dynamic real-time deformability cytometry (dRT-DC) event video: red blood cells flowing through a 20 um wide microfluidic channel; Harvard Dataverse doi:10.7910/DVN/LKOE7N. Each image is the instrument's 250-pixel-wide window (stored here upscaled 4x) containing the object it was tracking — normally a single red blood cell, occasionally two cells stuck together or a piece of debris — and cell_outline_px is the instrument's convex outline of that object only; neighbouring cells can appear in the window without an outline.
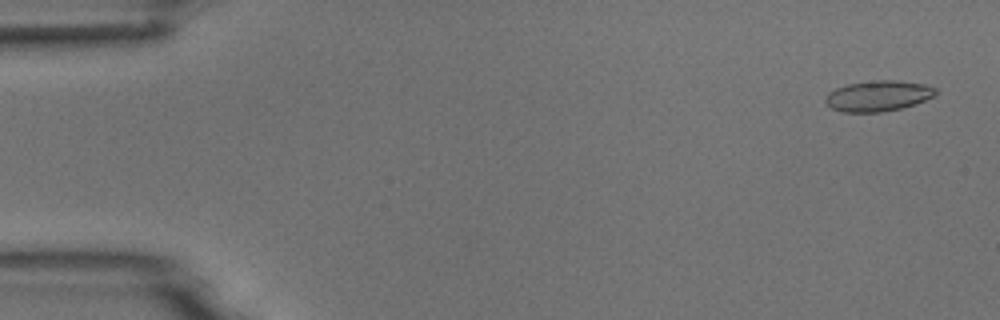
{"species": "common noctule bat (a hibernating species)", "species_latin": "Nyctalus noctula", "temperature_condition": "room temperature", "stored_images_in_passage": 7, "camera_frame_rate_fps": 3000, "um_per_image_px": 0.085, "animal": {"sex": "male", "body_mass_g": 18.8}, "frame": {"image": 1, "passage_image": 1, "time_ms": 0.0, "image_size_px": [1000, 320], "cell_outline_px": [[936, 96], [916, 104], [900, 108], [880, 112], [844, 112], [832, 108], [824, 100], [828, 92], [836, 88], [848, 84], [880, 80], [896, 80], [924, 84], [936, 88]], "centroid_in_image_um": [74.67, 8.15], "position_along_channel_um": 10.3, "area_um2": 19.59}}
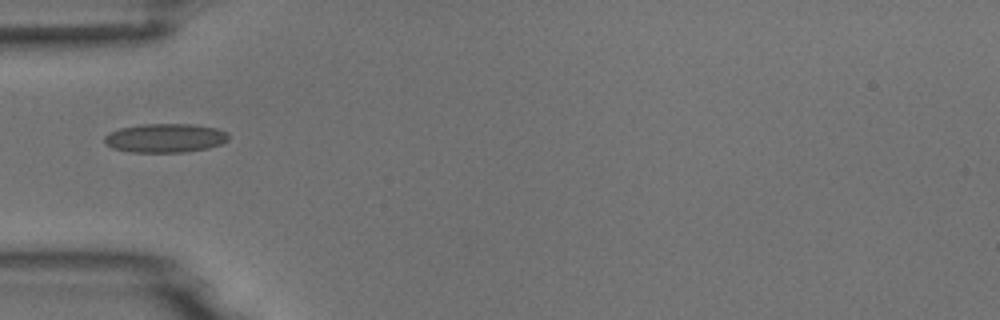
{"frame": {"image": 2, "passage_image": 4, "time_ms": 5.0, "image_size_px": [1000, 320], "cell_outline_px": [[228, 140], [220, 144], [208, 148], [184, 152], [132, 152], [112, 148], [104, 144], [104, 136], [120, 128], [140, 124], [192, 124], [216, 128], [228, 132]], "centroid_in_image_um": [14.04, 11.73], "position_along_channel_um": 71.0, "area_um2": 20.92}}